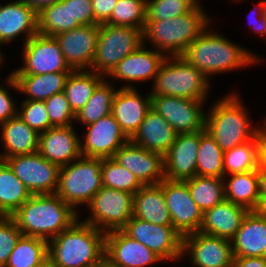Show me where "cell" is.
<instances>
[{
	"instance_id": "obj_51",
	"label": "cell",
	"mask_w": 266,
	"mask_h": 267,
	"mask_svg": "<svg viewBox=\"0 0 266 267\" xmlns=\"http://www.w3.org/2000/svg\"><path fill=\"white\" fill-rule=\"evenodd\" d=\"M31 8H33L37 13L45 6L52 5L60 0H21Z\"/></svg>"
},
{
	"instance_id": "obj_17",
	"label": "cell",
	"mask_w": 266,
	"mask_h": 267,
	"mask_svg": "<svg viewBox=\"0 0 266 267\" xmlns=\"http://www.w3.org/2000/svg\"><path fill=\"white\" fill-rule=\"evenodd\" d=\"M113 159L133 173L143 185L159 184L165 179L164 155L148 151L131 140L115 152Z\"/></svg>"
},
{
	"instance_id": "obj_39",
	"label": "cell",
	"mask_w": 266,
	"mask_h": 267,
	"mask_svg": "<svg viewBox=\"0 0 266 267\" xmlns=\"http://www.w3.org/2000/svg\"><path fill=\"white\" fill-rule=\"evenodd\" d=\"M48 256V241L22 235L10 253L5 267H33Z\"/></svg>"
},
{
	"instance_id": "obj_9",
	"label": "cell",
	"mask_w": 266,
	"mask_h": 267,
	"mask_svg": "<svg viewBox=\"0 0 266 267\" xmlns=\"http://www.w3.org/2000/svg\"><path fill=\"white\" fill-rule=\"evenodd\" d=\"M86 206L91 214L83 222L104 233L122 230L132 217L133 194L102 186Z\"/></svg>"
},
{
	"instance_id": "obj_46",
	"label": "cell",
	"mask_w": 266,
	"mask_h": 267,
	"mask_svg": "<svg viewBox=\"0 0 266 267\" xmlns=\"http://www.w3.org/2000/svg\"><path fill=\"white\" fill-rule=\"evenodd\" d=\"M71 24H98L92 11L91 0H70Z\"/></svg>"
},
{
	"instance_id": "obj_43",
	"label": "cell",
	"mask_w": 266,
	"mask_h": 267,
	"mask_svg": "<svg viewBox=\"0 0 266 267\" xmlns=\"http://www.w3.org/2000/svg\"><path fill=\"white\" fill-rule=\"evenodd\" d=\"M19 107L17 115L37 133L51 128L44 101L24 100Z\"/></svg>"
},
{
	"instance_id": "obj_20",
	"label": "cell",
	"mask_w": 266,
	"mask_h": 267,
	"mask_svg": "<svg viewBox=\"0 0 266 267\" xmlns=\"http://www.w3.org/2000/svg\"><path fill=\"white\" fill-rule=\"evenodd\" d=\"M146 45L147 43H143L136 51L123 58L107 76L115 78V81H125L122 88H134L133 82L154 81L167 56L160 51L147 49Z\"/></svg>"
},
{
	"instance_id": "obj_31",
	"label": "cell",
	"mask_w": 266,
	"mask_h": 267,
	"mask_svg": "<svg viewBox=\"0 0 266 267\" xmlns=\"http://www.w3.org/2000/svg\"><path fill=\"white\" fill-rule=\"evenodd\" d=\"M225 183V199L254 211L259 203V169L229 175Z\"/></svg>"
},
{
	"instance_id": "obj_8",
	"label": "cell",
	"mask_w": 266,
	"mask_h": 267,
	"mask_svg": "<svg viewBox=\"0 0 266 267\" xmlns=\"http://www.w3.org/2000/svg\"><path fill=\"white\" fill-rule=\"evenodd\" d=\"M143 45V30L109 24L99 25L97 48L91 71L107 75L126 56Z\"/></svg>"
},
{
	"instance_id": "obj_11",
	"label": "cell",
	"mask_w": 266,
	"mask_h": 267,
	"mask_svg": "<svg viewBox=\"0 0 266 267\" xmlns=\"http://www.w3.org/2000/svg\"><path fill=\"white\" fill-rule=\"evenodd\" d=\"M122 231L155 252L164 261L182 259L183 236L173 225H157L132 216Z\"/></svg>"
},
{
	"instance_id": "obj_22",
	"label": "cell",
	"mask_w": 266,
	"mask_h": 267,
	"mask_svg": "<svg viewBox=\"0 0 266 267\" xmlns=\"http://www.w3.org/2000/svg\"><path fill=\"white\" fill-rule=\"evenodd\" d=\"M73 125L51 127L39 134L38 152L49 162L59 167L81 156L80 136Z\"/></svg>"
},
{
	"instance_id": "obj_5",
	"label": "cell",
	"mask_w": 266,
	"mask_h": 267,
	"mask_svg": "<svg viewBox=\"0 0 266 267\" xmlns=\"http://www.w3.org/2000/svg\"><path fill=\"white\" fill-rule=\"evenodd\" d=\"M241 99L238 93L230 92L215 100L206 113L205 129L223 151L250 141L261 132V126L252 124Z\"/></svg>"
},
{
	"instance_id": "obj_14",
	"label": "cell",
	"mask_w": 266,
	"mask_h": 267,
	"mask_svg": "<svg viewBox=\"0 0 266 267\" xmlns=\"http://www.w3.org/2000/svg\"><path fill=\"white\" fill-rule=\"evenodd\" d=\"M163 194L173 227L183 237L199 231L203 212L190 196L186 181L163 179Z\"/></svg>"
},
{
	"instance_id": "obj_32",
	"label": "cell",
	"mask_w": 266,
	"mask_h": 267,
	"mask_svg": "<svg viewBox=\"0 0 266 267\" xmlns=\"http://www.w3.org/2000/svg\"><path fill=\"white\" fill-rule=\"evenodd\" d=\"M31 195L10 166L0 160V214L11 216Z\"/></svg>"
},
{
	"instance_id": "obj_23",
	"label": "cell",
	"mask_w": 266,
	"mask_h": 267,
	"mask_svg": "<svg viewBox=\"0 0 266 267\" xmlns=\"http://www.w3.org/2000/svg\"><path fill=\"white\" fill-rule=\"evenodd\" d=\"M37 12L21 0L0 4V46L24 36L26 43L38 33Z\"/></svg>"
},
{
	"instance_id": "obj_57",
	"label": "cell",
	"mask_w": 266,
	"mask_h": 267,
	"mask_svg": "<svg viewBox=\"0 0 266 267\" xmlns=\"http://www.w3.org/2000/svg\"><path fill=\"white\" fill-rule=\"evenodd\" d=\"M3 59H4V55L1 53V50H0V67L3 64V61H4Z\"/></svg>"
},
{
	"instance_id": "obj_40",
	"label": "cell",
	"mask_w": 266,
	"mask_h": 267,
	"mask_svg": "<svg viewBox=\"0 0 266 267\" xmlns=\"http://www.w3.org/2000/svg\"><path fill=\"white\" fill-rule=\"evenodd\" d=\"M102 184L104 187L135 194L143 184L113 158L102 159Z\"/></svg>"
},
{
	"instance_id": "obj_50",
	"label": "cell",
	"mask_w": 266,
	"mask_h": 267,
	"mask_svg": "<svg viewBox=\"0 0 266 267\" xmlns=\"http://www.w3.org/2000/svg\"><path fill=\"white\" fill-rule=\"evenodd\" d=\"M232 267H266V257H235Z\"/></svg>"
},
{
	"instance_id": "obj_25",
	"label": "cell",
	"mask_w": 266,
	"mask_h": 267,
	"mask_svg": "<svg viewBox=\"0 0 266 267\" xmlns=\"http://www.w3.org/2000/svg\"><path fill=\"white\" fill-rule=\"evenodd\" d=\"M248 212L245 207L225 199L203 213L199 232L231 241Z\"/></svg>"
},
{
	"instance_id": "obj_48",
	"label": "cell",
	"mask_w": 266,
	"mask_h": 267,
	"mask_svg": "<svg viewBox=\"0 0 266 267\" xmlns=\"http://www.w3.org/2000/svg\"><path fill=\"white\" fill-rule=\"evenodd\" d=\"M117 2L118 0H91L95 21L99 25L110 19Z\"/></svg>"
},
{
	"instance_id": "obj_1",
	"label": "cell",
	"mask_w": 266,
	"mask_h": 267,
	"mask_svg": "<svg viewBox=\"0 0 266 267\" xmlns=\"http://www.w3.org/2000/svg\"><path fill=\"white\" fill-rule=\"evenodd\" d=\"M209 28L210 25L181 55L189 64L200 70L209 81L213 74L243 69L242 67L246 68L261 61L257 54Z\"/></svg>"
},
{
	"instance_id": "obj_7",
	"label": "cell",
	"mask_w": 266,
	"mask_h": 267,
	"mask_svg": "<svg viewBox=\"0 0 266 267\" xmlns=\"http://www.w3.org/2000/svg\"><path fill=\"white\" fill-rule=\"evenodd\" d=\"M102 159L80 156L59 169L56 194L75 211L77 206L87 205L103 186Z\"/></svg>"
},
{
	"instance_id": "obj_45",
	"label": "cell",
	"mask_w": 266,
	"mask_h": 267,
	"mask_svg": "<svg viewBox=\"0 0 266 267\" xmlns=\"http://www.w3.org/2000/svg\"><path fill=\"white\" fill-rule=\"evenodd\" d=\"M22 235L11 216L0 217V267H5L10 253Z\"/></svg>"
},
{
	"instance_id": "obj_34",
	"label": "cell",
	"mask_w": 266,
	"mask_h": 267,
	"mask_svg": "<svg viewBox=\"0 0 266 267\" xmlns=\"http://www.w3.org/2000/svg\"><path fill=\"white\" fill-rule=\"evenodd\" d=\"M263 142L262 132L254 139L224 151V177L258 170L259 149Z\"/></svg>"
},
{
	"instance_id": "obj_29",
	"label": "cell",
	"mask_w": 266,
	"mask_h": 267,
	"mask_svg": "<svg viewBox=\"0 0 266 267\" xmlns=\"http://www.w3.org/2000/svg\"><path fill=\"white\" fill-rule=\"evenodd\" d=\"M0 134V143L4 150L0 154V160L38 151L39 133L31 129L18 115L0 125Z\"/></svg>"
},
{
	"instance_id": "obj_18",
	"label": "cell",
	"mask_w": 266,
	"mask_h": 267,
	"mask_svg": "<svg viewBox=\"0 0 266 267\" xmlns=\"http://www.w3.org/2000/svg\"><path fill=\"white\" fill-rule=\"evenodd\" d=\"M99 24L81 25L55 36L65 61L73 70H90L97 48Z\"/></svg>"
},
{
	"instance_id": "obj_36",
	"label": "cell",
	"mask_w": 266,
	"mask_h": 267,
	"mask_svg": "<svg viewBox=\"0 0 266 267\" xmlns=\"http://www.w3.org/2000/svg\"><path fill=\"white\" fill-rule=\"evenodd\" d=\"M113 86V82H108L105 78L96 87L85 106L75 114V121L87 126L111 114L113 98L118 90Z\"/></svg>"
},
{
	"instance_id": "obj_26",
	"label": "cell",
	"mask_w": 266,
	"mask_h": 267,
	"mask_svg": "<svg viewBox=\"0 0 266 267\" xmlns=\"http://www.w3.org/2000/svg\"><path fill=\"white\" fill-rule=\"evenodd\" d=\"M71 72H55L42 75H9L6 86L25 94L24 100L45 101L54 94L64 91Z\"/></svg>"
},
{
	"instance_id": "obj_10",
	"label": "cell",
	"mask_w": 266,
	"mask_h": 267,
	"mask_svg": "<svg viewBox=\"0 0 266 267\" xmlns=\"http://www.w3.org/2000/svg\"><path fill=\"white\" fill-rule=\"evenodd\" d=\"M23 66L10 75H42L72 72L55 37L37 33L23 45Z\"/></svg>"
},
{
	"instance_id": "obj_42",
	"label": "cell",
	"mask_w": 266,
	"mask_h": 267,
	"mask_svg": "<svg viewBox=\"0 0 266 267\" xmlns=\"http://www.w3.org/2000/svg\"><path fill=\"white\" fill-rule=\"evenodd\" d=\"M200 0H147L146 20L175 18L192 11Z\"/></svg>"
},
{
	"instance_id": "obj_44",
	"label": "cell",
	"mask_w": 266,
	"mask_h": 267,
	"mask_svg": "<svg viewBox=\"0 0 266 267\" xmlns=\"http://www.w3.org/2000/svg\"><path fill=\"white\" fill-rule=\"evenodd\" d=\"M51 127L73 125L75 114L72 111L64 92L52 95L44 101Z\"/></svg>"
},
{
	"instance_id": "obj_56",
	"label": "cell",
	"mask_w": 266,
	"mask_h": 267,
	"mask_svg": "<svg viewBox=\"0 0 266 267\" xmlns=\"http://www.w3.org/2000/svg\"><path fill=\"white\" fill-rule=\"evenodd\" d=\"M261 132L263 136V141L266 143V119L264 121L263 126L261 127Z\"/></svg>"
},
{
	"instance_id": "obj_30",
	"label": "cell",
	"mask_w": 266,
	"mask_h": 267,
	"mask_svg": "<svg viewBox=\"0 0 266 267\" xmlns=\"http://www.w3.org/2000/svg\"><path fill=\"white\" fill-rule=\"evenodd\" d=\"M132 216L157 225H172L163 194V180L159 184L143 185L133 195Z\"/></svg>"
},
{
	"instance_id": "obj_33",
	"label": "cell",
	"mask_w": 266,
	"mask_h": 267,
	"mask_svg": "<svg viewBox=\"0 0 266 267\" xmlns=\"http://www.w3.org/2000/svg\"><path fill=\"white\" fill-rule=\"evenodd\" d=\"M106 77L90 70H73L67 78L64 93L69 105L78 113Z\"/></svg>"
},
{
	"instance_id": "obj_13",
	"label": "cell",
	"mask_w": 266,
	"mask_h": 267,
	"mask_svg": "<svg viewBox=\"0 0 266 267\" xmlns=\"http://www.w3.org/2000/svg\"><path fill=\"white\" fill-rule=\"evenodd\" d=\"M204 104L205 101L201 100L151 95V107L169 123L177 134L205 130Z\"/></svg>"
},
{
	"instance_id": "obj_55",
	"label": "cell",
	"mask_w": 266,
	"mask_h": 267,
	"mask_svg": "<svg viewBox=\"0 0 266 267\" xmlns=\"http://www.w3.org/2000/svg\"><path fill=\"white\" fill-rule=\"evenodd\" d=\"M33 267H55L53 265V262L49 256H47L44 260H42L37 265H34Z\"/></svg>"
},
{
	"instance_id": "obj_2",
	"label": "cell",
	"mask_w": 266,
	"mask_h": 267,
	"mask_svg": "<svg viewBox=\"0 0 266 267\" xmlns=\"http://www.w3.org/2000/svg\"><path fill=\"white\" fill-rule=\"evenodd\" d=\"M11 217L24 236L49 241L68 229L79 217L57 194L31 195Z\"/></svg>"
},
{
	"instance_id": "obj_27",
	"label": "cell",
	"mask_w": 266,
	"mask_h": 267,
	"mask_svg": "<svg viewBox=\"0 0 266 267\" xmlns=\"http://www.w3.org/2000/svg\"><path fill=\"white\" fill-rule=\"evenodd\" d=\"M177 133L152 107L130 139L142 148L165 155L175 142Z\"/></svg>"
},
{
	"instance_id": "obj_49",
	"label": "cell",
	"mask_w": 266,
	"mask_h": 267,
	"mask_svg": "<svg viewBox=\"0 0 266 267\" xmlns=\"http://www.w3.org/2000/svg\"><path fill=\"white\" fill-rule=\"evenodd\" d=\"M255 6H257L255 9ZM254 8L252 9V11L250 13L255 14V16L257 17H250L251 19H253L252 21V30L253 32H257V34L263 36V38L266 39V0H259V3L257 5H255ZM251 15V14H250ZM250 21V19H249ZM251 25V24H250Z\"/></svg>"
},
{
	"instance_id": "obj_4",
	"label": "cell",
	"mask_w": 266,
	"mask_h": 267,
	"mask_svg": "<svg viewBox=\"0 0 266 267\" xmlns=\"http://www.w3.org/2000/svg\"><path fill=\"white\" fill-rule=\"evenodd\" d=\"M199 3L192 11L164 20H146L143 43L149 40L155 50L166 56H181L209 26L210 17Z\"/></svg>"
},
{
	"instance_id": "obj_54",
	"label": "cell",
	"mask_w": 266,
	"mask_h": 267,
	"mask_svg": "<svg viewBox=\"0 0 266 267\" xmlns=\"http://www.w3.org/2000/svg\"><path fill=\"white\" fill-rule=\"evenodd\" d=\"M93 267H118L111 263L105 256Z\"/></svg>"
},
{
	"instance_id": "obj_19",
	"label": "cell",
	"mask_w": 266,
	"mask_h": 267,
	"mask_svg": "<svg viewBox=\"0 0 266 267\" xmlns=\"http://www.w3.org/2000/svg\"><path fill=\"white\" fill-rule=\"evenodd\" d=\"M104 256L118 267H148L164 261L145 245L122 230L105 233Z\"/></svg>"
},
{
	"instance_id": "obj_38",
	"label": "cell",
	"mask_w": 266,
	"mask_h": 267,
	"mask_svg": "<svg viewBox=\"0 0 266 267\" xmlns=\"http://www.w3.org/2000/svg\"><path fill=\"white\" fill-rule=\"evenodd\" d=\"M38 33L55 37L57 34L75 29L80 24H71L70 0H60L45 6L37 13Z\"/></svg>"
},
{
	"instance_id": "obj_3",
	"label": "cell",
	"mask_w": 266,
	"mask_h": 267,
	"mask_svg": "<svg viewBox=\"0 0 266 267\" xmlns=\"http://www.w3.org/2000/svg\"><path fill=\"white\" fill-rule=\"evenodd\" d=\"M105 252V233L79 218L48 241V256L55 267H93Z\"/></svg>"
},
{
	"instance_id": "obj_15",
	"label": "cell",
	"mask_w": 266,
	"mask_h": 267,
	"mask_svg": "<svg viewBox=\"0 0 266 267\" xmlns=\"http://www.w3.org/2000/svg\"><path fill=\"white\" fill-rule=\"evenodd\" d=\"M182 254H189L193 267H232L235 259L230 240L199 231L183 237Z\"/></svg>"
},
{
	"instance_id": "obj_28",
	"label": "cell",
	"mask_w": 266,
	"mask_h": 267,
	"mask_svg": "<svg viewBox=\"0 0 266 267\" xmlns=\"http://www.w3.org/2000/svg\"><path fill=\"white\" fill-rule=\"evenodd\" d=\"M231 242L234 257H266V220L249 211Z\"/></svg>"
},
{
	"instance_id": "obj_52",
	"label": "cell",
	"mask_w": 266,
	"mask_h": 267,
	"mask_svg": "<svg viewBox=\"0 0 266 267\" xmlns=\"http://www.w3.org/2000/svg\"><path fill=\"white\" fill-rule=\"evenodd\" d=\"M259 173H266V143L263 141L259 149Z\"/></svg>"
},
{
	"instance_id": "obj_16",
	"label": "cell",
	"mask_w": 266,
	"mask_h": 267,
	"mask_svg": "<svg viewBox=\"0 0 266 267\" xmlns=\"http://www.w3.org/2000/svg\"><path fill=\"white\" fill-rule=\"evenodd\" d=\"M85 127L84 142L80 141L81 155L85 157L113 158L115 152L130 140L112 114Z\"/></svg>"
},
{
	"instance_id": "obj_35",
	"label": "cell",
	"mask_w": 266,
	"mask_h": 267,
	"mask_svg": "<svg viewBox=\"0 0 266 267\" xmlns=\"http://www.w3.org/2000/svg\"><path fill=\"white\" fill-rule=\"evenodd\" d=\"M185 181L190 196L203 213L225 200L224 178L195 175Z\"/></svg>"
},
{
	"instance_id": "obj_6",
	"label": "cell",
	"mask_w": 266,
	"mask_h": 267,
	"mask_svg": "<svg viewBox=\"0 0 266 267\" xmlns=\"http://www.w3.org/2000/svg\"><path fill=\"white\" fill-rule=\"evenodd\" d=\"M210 85L208 78L184 58L167 56L154 78L150 95L206 101Z\"/></svg>"
},
{
	"instance_id": "obj_12",
	"label": "cell",
	"mask_w": 266,
	"mask_h": 267,
	"mask_svg": "<svg viewBox=\"0 0 266 267\" xmlns=\"http://www.w3.org/2000/svg\"><path fill=\"white\" fill-rule=\"evenodd\" d=\"M32 195L56 194L59 169L38 151L4 160Z\"/></svg>"
},
{
	"instance_id": "obj_24",
	"label": "cell",
	"mask_w": 266,
	"mask_h": 267,
	"mask_svg": "<svg viewBox=\"0 0 266 267\" xmlns=\"http://www.w3.org/2000/svg\"><path fill=\"white\" fill-rule=\"evenodd\" d=\"M135 88H119L113 98L111 109V114L129 139L138 131L151 108L150 93L143 97Z\"/></svg>"
},
{
	"instance_id": "obj_47",
	"label": "cell",
	"mask_w": 266,
	"mask_h": 267,
	"mask_svg": "<svg viewBox=\"0 0 266 267\" xmlns=\"http://www.w3.org/2000/svg\"><path fill=\"white\" fill-rule=\"evenodd\" d=\"M9 90L0 85V125L17 116L18 108Z\"/></svg>"
},
{
	"instance_id": "obj_53",
	"label": "cell",
	"mask_w": 266,
	"mask_h": 267,
	"mask_svg": "<svg viewBox=\"0 0 266 267\" xmlns=\"http://www.w3.org/2000/svg\"><path fill=\"white\" fill-rule=\"evenodd\" d=\"M259 195L260 199H266V173H259Z\"/></svg>"
},
{
	"instance_id": "obj_41",
	"label": "cell",
	"mask_w": 266,
	"mask_h": 267,
	"mask_svg": "<svg viewBox=\"0 0 266 267\" xmlns=\"http://www.w3.org/2000/svg\"><path fill=\"white\" fill-rule=\"evenodd\" d=\"M146 7L147 0H118L106 24L143 30L146 23Z\"/></svg>"
},
{
	"instance_id": "obj_21",
	"label": "cell",
	"mask_w": 266,
	"mask_h": 267,
	"mask_svg": "<svg viewBox=\"0 0 266 267\" xmlns=\"http://www.w3.org/2000/svg\"><path fill=\"white\" fill-rule=\"evenodd\" d=\"M199 131L177 134L164 155L165 178L185 181L196 175Z\"/></svg>"
},
{
	"instance_id": "obj_37",
	"label": "cell",
	"mask_w": 266,
	"mask_h": 267,
	"mask_svg": "<svg viewBox=\"0 0 266 267\" xmlns=\"http://www.w3.org/2000/svg\"><path fill=\"white\" fill-rule=\"evenodd\" d=\"M224 151L205 129L199 131L196 175L224 178Z\"/></svg>"
}]
</instances>
